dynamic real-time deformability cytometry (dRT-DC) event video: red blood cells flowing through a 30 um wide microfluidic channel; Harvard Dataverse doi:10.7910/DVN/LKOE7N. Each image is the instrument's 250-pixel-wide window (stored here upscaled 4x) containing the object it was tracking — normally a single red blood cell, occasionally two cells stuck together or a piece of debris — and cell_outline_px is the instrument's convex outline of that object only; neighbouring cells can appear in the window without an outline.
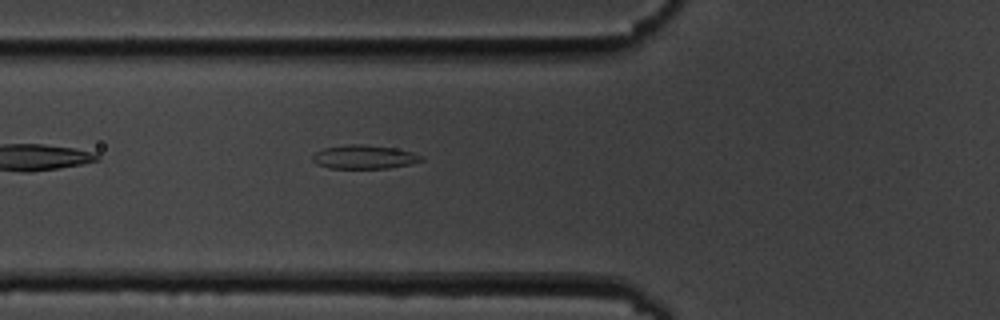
{"species": "common noctule bat (a hibernating species)", "species_latin": "Nyctalus noctula", "temperature_condition": "cold", "stored_images_in_passage": 5, "camera_frame_rate_fps": 3000, "um_per_image_px": 0.085, "animal": {"sex": "male", "body_mass_g": 19.5, "forearm_length_mm": 54.6}, "frame": {"image": 1, "passage_image": 5, "time_ms": 4.667, "image_size_px": [1000, 320], "cell_outline_px": [[424, 160], [408, 164], [388, 168], [328, 168], [316, 164], [312, 160], [312, 156], [316, 152], [324, 148], [348, 144], [360, 144], [396, 148], [412, 152], [424, 156]], "centroid_in_image_um": [30.95, 13.34], "position_along_channel_um": 94.9, "area_um2": 15.03}}